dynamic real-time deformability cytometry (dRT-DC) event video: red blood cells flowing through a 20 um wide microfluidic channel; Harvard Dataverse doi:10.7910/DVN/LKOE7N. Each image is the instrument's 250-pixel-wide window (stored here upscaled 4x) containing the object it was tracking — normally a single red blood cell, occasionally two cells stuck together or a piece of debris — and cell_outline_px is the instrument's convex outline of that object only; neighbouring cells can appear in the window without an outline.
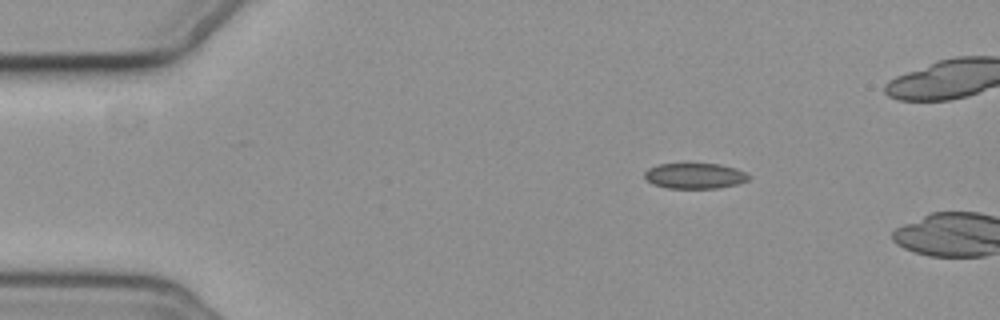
{"species": "common noctule bat (a hibernating species)", "species_latin": "Nyctalus noctula", "temperature_condition": "cold", "stored_images_in_passage": 4, "camera_frame_rate_fps": 3000, "um_per_image_px": 0.085, "animal": {"sex": "female", "body_mass_g": 19.3, "forearm_length_mm": 54.1}, "frame": {"image": 1, "passage_image": 1, "time_ms": 0.0, "image_size_px": [1000, 320], "cell_outline_px": [[752, 176], [748, 180], [736, 184], [716, 188], [668, 188], [652, 184], [644, 176], [644, 172], [648, 168], [660, 164], [720, 164], [736, 168]], "centroid_in_image_um": [59.06, 14.94], "position_along_channel_um": 25.9, "area_um2": 15.43}}